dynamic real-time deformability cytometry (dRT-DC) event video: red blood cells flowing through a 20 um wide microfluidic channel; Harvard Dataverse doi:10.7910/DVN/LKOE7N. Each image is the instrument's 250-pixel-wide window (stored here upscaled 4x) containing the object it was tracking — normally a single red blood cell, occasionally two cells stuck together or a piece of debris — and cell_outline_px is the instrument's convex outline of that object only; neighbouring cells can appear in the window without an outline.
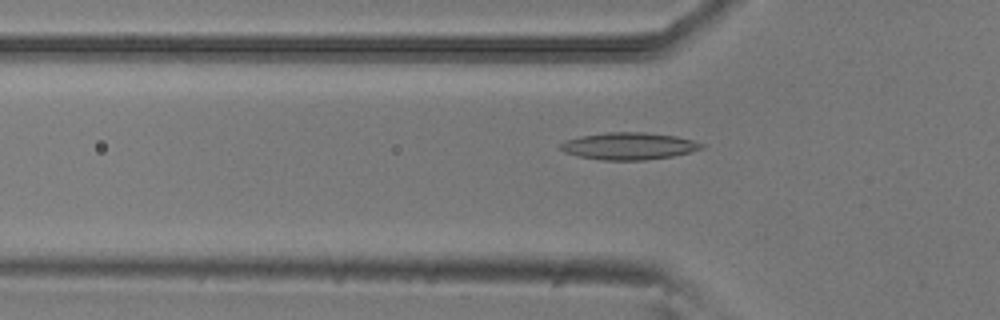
{"species": "common noctule bat (a hibernating species)", "species_latin": "Nyctalus noctula", "temperature_condition": "room temperature", "stored_images_in_passage": 19, "camera_frame_rate_fps": 3000, "um_per_image_px": 0.085, "animal": {"sex": "male", "body_mass_g": 20.5, "forearm_length_mm": 52.5}, "frame": {"image": 1, "passage_image": 16, "time_ms": 5.0, "image_size_px": [1000, 320], "cell_outline_px": [[704, 148], [672, 156], [644, 160], [604, 160], [576, 156], [564, 152], [560, 148], [560, 144], [568, 140], [580, 136], [604, 132], [644, 132], [676, 136], [692, 140], [704, 144]], "centroid_in_image_um": [53.44, 12.41], "position_along_channel_um": 72.4, "area_um2": 22.2}}